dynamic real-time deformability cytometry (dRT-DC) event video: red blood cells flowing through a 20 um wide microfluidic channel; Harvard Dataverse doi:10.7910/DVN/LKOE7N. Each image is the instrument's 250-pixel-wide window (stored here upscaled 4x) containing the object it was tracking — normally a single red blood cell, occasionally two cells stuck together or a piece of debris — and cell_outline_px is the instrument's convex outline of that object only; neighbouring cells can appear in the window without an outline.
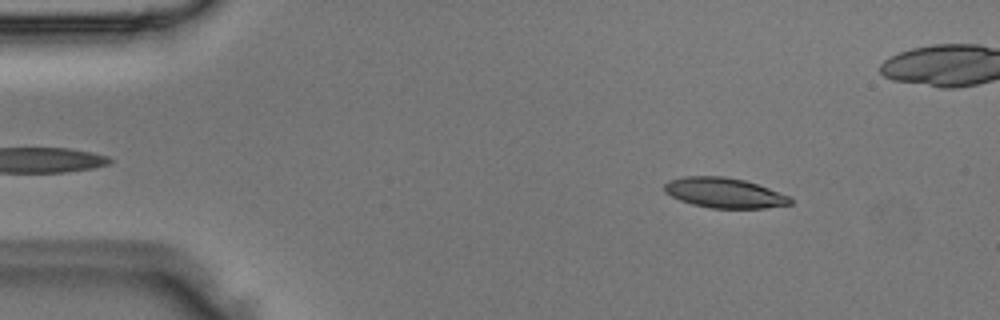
{"species": "Egyptian fruit bat (a non-hibernating species)", "species_latin": "Rousettus aegyptiacus", "temperature_condition": "room temperature", "stored_images_in_passage": 4, "camera_frame_rate_fps": 3000, "um_per_image_px": 0.085, "animal": {"sex": "male"}, "frame": {"image": 1, "passage_image": 1, "time_ms": 0.0, "image_size_px": [1000, 320], "cell_outline_px": [[792, 204], [764, 208], [708, 208], [692, 204], [680, 200], [664, 192], [664, 184], [668, 180], [684, 176], [724, 176], [744, 180], [768, 188], [788, 196], [792, 200]], "centroid_in_image_um": [61.53, 16.39], "position_along_channel_um": 23.5, "area_um2": 22.02}}